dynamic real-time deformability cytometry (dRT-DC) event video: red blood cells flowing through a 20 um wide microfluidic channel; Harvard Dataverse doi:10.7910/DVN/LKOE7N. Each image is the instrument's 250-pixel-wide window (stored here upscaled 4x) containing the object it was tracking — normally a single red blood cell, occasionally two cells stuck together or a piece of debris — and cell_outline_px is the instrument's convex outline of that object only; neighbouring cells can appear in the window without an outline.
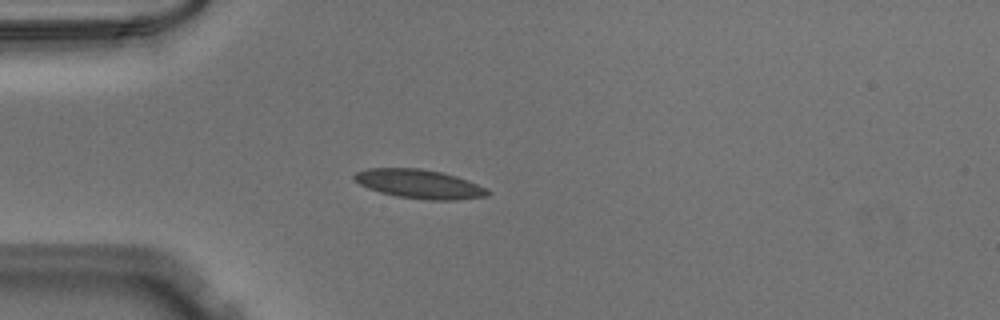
{"species": "Egyptian fruit bat (a non-hibernating species)", "species_latin": "Rousettus aegyptiacus", "temperature_condition": "warm", "stored_images_in_passage": 38, "camera_frame_rate_fps": 3000, "um_per_image_px": 0.085, "animal": {"sex": "male"}, "frame": {"image": 1, "passage_image": 1, "time_ms": 0.0, "image_size_px": [1000, 320], "cell_outline_px": [[492, 192], [488, 196], [456, 200], [428, 200], [396, 196], [380, 192], [368, 188], [352, 180], [352, 176], [356, 172], [368, 168], [420, 168], [440, 172], [456, 176], [488, 188]], "centroid_in_image_um": [35.64, 15.64], "position_along_channel_um": 49.4, "area_um2": 22.66}}
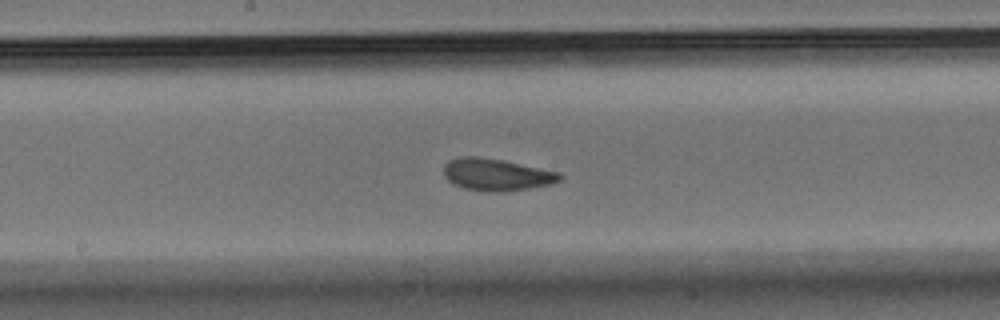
{"frame": {"image": 2, "passage_image": 14, "time_ms": 4.333, "image_size_px": [1000, 320], "cell_outline_px": [[564, 176], [560, 180], [548, 184], [528, 188], [504, 192], [492, 192], [464, 188], [452, 184], [444, 176], [444, 164], [448, 160], [460, 156], [476, 156], [504, 160], [560, 172]], "centroid_in_image_um": [42.17, 14.83], "position_along_channel_um": 206.0, "area_um2": 21.79}}
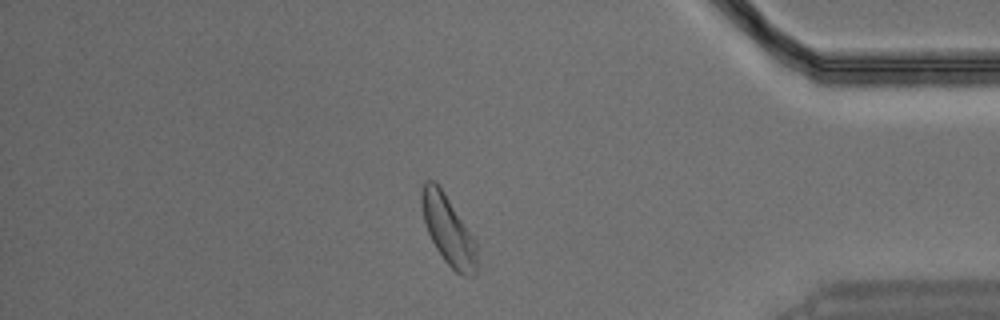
{"frame": {"image": 3, "passage_image": 31, "time_ms": 10.0, "image_size_px": [1000, 320], "cell_outline_px": [[476, 272], [472, 276], [460, 276], [444, 260], [436, 248], [428, 232], [424, 220], [420, 200], [420, 192], [424, 180], [432, 180], [444, 192], [476, 240]], "centroid_in_image_um": [38.09, 19.56], "position_along_channel_um": 397.1, "area_um2": 22.14}}